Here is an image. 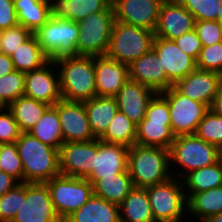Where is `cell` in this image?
Listing matches in <instances>:
<instances>
[{
	"instance_id": "33",
	"label": "cell",
	"mask_w": 222,
	"mask_h": 222,
	"mask_svg": "<svg viewBox=\"0 0 222 222\" xmlns=\"http://www.w3.org/2000/svg\"><path fill=\"white\" fill-rule=\"evenodd\" d=\"M14 69L20 72H30L45 65L49 58L43 52L35 34H32L11 55Z\"/></svg>"
},
{
	"instance_id": "38",
	"label": "cell",
	"mask_w": 222,
	"mask_h": 222,
	"mask_svg": "<svg viewBox=\"0 0 222 222\" xmlns=\"http://www.w3.org/2000/svg\"><path fill=\"white\" fill-rule=\"evenodd\" d=\"M0 166L3 172L14 177L19 183L24 182V171L16 142L0 144Z\"/></svg>"
},
{
	"instance_id": "30",
	"label": "cell",
	"mask_w": 222,
	"mask_h": 222,
	"mask_svg": "<svg viewBox=\"0 0 222 222\" xmlns=\"http://www.w3.org/2000/svg\"><path fill=\"white\" fill-rule=\"evenodd\" d=\"M187 200L194 194L222 186V163L193 170L182 178Z\"/></svg>"
},
{
	"instance_id": "55",
	"label": "cell",
	"mask_w": 222,
	"mask_h": 222,
	"mask_svg": "<svg viewBox=\"0 0 222 222\" xmlns=\"http://www.w3.org/2000/svg\"><path fill=\"white\" fill-rule=\"evenodd\" d=\"M185 219H181V220H178V221H172V222H186L188 220V216H187V219L184 221ZM188 222V221H187Z\"/></svg>"
},
{
	"instance_id": "20",
	"label": "cell",
	"mask_w": 222,
	"mask_h": 222,
	"mask_svg": "<svg viewBox=\"0 0 222 222\" xmlns=\"http://www.w3.org/2000/svg\"><path fill=\"white\" fill-rule=\"evenodd\" d=\"M128 72L130 80L137 81L156 93L168 90L174 84L163 71L160 58L153 48L131 62L128 65Z\"/></svg>"
},
{
	"instance_id": "31",
	"label": "cell",
	"mask_w": 222,
	"mask_h": 222,
	"mask_svg": "<svg viewBox=\"0 0 222 222\" xmlns=\"http://www.w3.org/2000/svg\"><path fill=\"white\" fill-rule=\"evenodd\" d=\"M28 133L44 144L60 149L64 143V138L58 116V102L45 110Z\"/></svg>"
},
{
	"instance_id": "41",
	"label": "cell",
	"mask_w": 222,
	"mask_h": 222,
	"mask_svg": "<svg viewBox=\"0 0 222 222\" xmlns=\"http://www.w3.org/2000/svg\"><path fill=\"white\" fill-rule=\"evenodd\" d=\"M21 206V183L0 197V222H12Z\"/></svg>"
},
{
	"instance_id": "45",
	"label": "cell",
	"mask_w": 222,
	"mask_h": 222,
	"mask_svg": "<svg viewBox=\"0 0 222 222\" xmlns=\"http://www.w3.org/2000/svg\"><path fill=\"white\" fill-rule=\"evenodd\" d=\"M174 41L183 52L197 60L202 44L195 29L181 35Z\"/></svg>"
},
{
	"instance_id": "44",
	"label": "cell",
	"mask_w": 222,
	"mask_h": 222,
	"mask_svg": "<svg viewBox=\"0 0 222 222\" xmlns=\"http://www.w3.org/2000/svg\"><path fill=\"white\" fill-rule=\"evenodd\" d=\"M21 133L19 125L8 107L0 110V144L16 142Z\"/></svg>"
},
{
	"instance_id": "39",
	"label": "cell",
	"mask_w": 222,
	"mask_h": 222,
	"mask_svg": "<svg viewBox=\"0 0 222 222\" xmlns=\"http://www.w3.org/2000/svg\"><path fill=\"white\" fill-rule=\"evenodd\" d=\"M193 16L195 21H216L222 0H178Z\"/></svg>"
},
{
	"instance_id": "51",
	"label": "cell",
	"mask_w": 222,
	"mask_h": 222,
	"mask_svg": "<svg viewBox=\"0 0 222 222\" xmlns=\"http://www.w3.org/2000/svg\"><path fill=\"white\" fill-rule=\"evenodd\" d=\"M216 21H218L220 24H222V4L220 6L218 17H217Z\"/></svg>"
},
{
	"instance_id": "6",
	"label": "cell",
	"mask_w": 222,
	"mask_h": 222,
	"mask_svg": "<svg viewBox=\"0 0 222 222\" xmlns=\"http://www.w3.org/2000/svg\"><path fill=\"white\" fill-rule=\"evenodd\" d=\"M154 32L114 21L106 56L129 65L152 48Z\"/></svg>"
},
{
	"instance_id": "19",
	"label": "cell",
	"mask_w": 222,
	"mask_h": 222,
	"mask_svg": "<svg viewBox=\"0 0 222 222\" xmlns=\"http://www.w3.org/2000/svg\"><path fill=\"white\" fill-rule=\"evenodd\" d=\"M152 48L160 58L163 71L173 83L185 78L197 68L196 60L183 52L174 40L154 36Z\"/></svg>"
},
{
	"instance_id": "37",
	"label": "cell",
	"mask_w": 222,
	"mask_h": 222,
	"mask_svg": "<svg viewBox=\"0 0 222 222\" xmlns=\"http://www.w3.org/2000/svg\"><path fill=\"white\" fill-rule=\"evenodd\" d=\"M25 93V73L14 70L0 78V98L9 106Z\"/></svg>"
},
{
	"instance_id": "4",
	"label": "cell",
	"mask_w": 222,
	"mask_h": 222,
	"mask_svg": "<svg viewBox=\"0 0 222 222\" xmlns=\"http://www.w3.org/2000/svg\"><path fill=\"white\" fill-rule=\"evenodd\" d=\"M169 154L172 176L179 179L193 170L210 166L219 161L218 147L202 140L195 134L175 136Z\"/></svg>"
},
{
	"instance_id": "8",
	"label": "cell",
	"mask_w": 222,
	"mask_h": 222,
	"mask_svg": "<svg viewBox=\"0 0 222 222\" xmlns=\"http://www.w3.org/2000/svg\"><path fill=\"white\" fill-rule=\"evenodd\" d=\"M145 189L155 222L186 219L184 217L188 216V204L182 179L172 177L164 183L151 185Z\"/></svg>"
},
{
	"instance_id": "1",
	"label": "cell",
	"mask_w": 222,
	"mask_h": 222,
	"mask_svg": "<svg viewBox=\"0 0 222 222\" xmlns=\"http://www.w3.org/2000/svg\"><path fill=\"white\" fill-rule=\"evenodd\" d=\"M63 100L84 102L96 96L94 56H68L55 60Z\"/></svg>"
},
{
	"instance_id": "25",
	"label": "cell",
	"mask_w": 222,
	"mask_h": 222,
	"mask_svg": "<svg viewBox=\"0 0 222 222\" xmlns=\"http://www.w3.org/2000/svg\"><path fill=\"white\" fill-rule=\"evenodd\" d=\"M87 119L96 138H100L118 111L115 97L95 96L84 101Z\"/></svg>"
},
{
	"instance_id": "3",
	"label": "cell",
	"mask_w": 222,
	"mask_h": 222,
	"mask_svg": "<svg viewBox=\"0 0 222 222\" xmlns=\"http://www.w3.org/2000/svg\"><path fill=\"white\" fill-rule=\"evenodd\" d=\"M127 170L134 187L161 184L173 177L168 149L136 143L129 148Z\"/></svg>"
},
{
	"instance_id": "54",
	"label": "cell",
	"mask_w": 222,
	"mask_h": 222,
	"mask_svg": "<svg viewBox=\"0 0 222 222\" xmlns=\"http://www.w3.org/2000/svg\"><path fill=\"white\" fill-rule=\"evenodd\" d=\"M1 40H2V30L0 29V53H3Z\"/></svg>"
},
{
	"instance_id": "24",
	"label": "cell",
	"mask_w": 222,
	"mask_h": 222,
	"mask_svg": "<svg viewBox=\"0 0 222 222\" xmlns=\"http://www.w3.org/2000/svg\"><path fill=\"white\" fill-rule=\"evenodd\" d=\"M63 222H120L119 205L92 195L77 211Z\"/></svg>"
},
{
	"instance_id": "36",
	"label": "cell",
	"mask_w": 222,
	"mask_h": 222,
	"mask_svg": "<svg viewBox=\"0 0 222 222\" xmlns=\"http://www.w3.org/2000/svg\"><path fill=\"white\" fill-rule=\"evenodd\" d=\"M195 135L202 140L219 147L222 144V116L211 108L199 122Z\"/></svg>"
},
{
	"instance_id": "26",
	"label": "cell",
	"mask_w": 222,
	"mask_h": 222,
	"mask_svg": "<svg viewBox=\"0 0 222 222\" xmlns=\"http://www.w3.org/2000/svg\"><path fill=\"white\" fill-rule=\"evenodd\" d=\"M51 16L70 19L77 23L85 17L105 10L112 0H49Z\"/></svg>"
},
{
	"instance_id": "9",
	"label": "cell",
	"mask_w": 222,
	"mask_h": 222,
	"mask_svg": "<svg viewBox=\"0 0 222 222\" xmlns=\"http://www.w3.org/2000/svg\"><path fill=\"white\" fill-rule=\"evenodd\" d=\"M114 21V9L111 3L105 10L91 14L79 22L77 55H106Z\"/></svg>"
},
{
	"instance_id": "13",
	"label": "cell",
	"mask_w": 222,
	"mask_h": 222,
	"mask_svg": "<svg viewBox=\"0 0 222 222\" xmlns=\"http://www.w3.org/2000/svg\"><path fill=\"white\" fill-rule=\"evenodd\" d=\"M98 138L88 142H64L59 149L61 175L87 179L94 171Z\"/></svg>"
},
{
	"instance_id": "17",
	"label": "cell",
	"mask_w": 222,
	"mask_h": 222,
	"mask_svg": "<svg viewBox=\"0 0 222 222\" xmlns=\"http://www.w3.org/2000/svg\"><path fill=\"white\" fill-rule=\"evenodd\" d=\"M58 116L64 142H88L96 139L87 119L83 102H58Z\"/></svg>"
},
{
	"instance_id": "15",
	"label": "cell",
	"mask_w": 222,
	"mask_h": 222,
	"mask_svg": "<svg viewBox=\"0 0 222 222\" xmlns=\"http://www.w3.org/2000/svg\"><path fill=\"white\" fill-rule=\"evenodd\" d=\"M162 0H112L116 21L154 32Z\"/></svg>"
},
{
	"instance_id": "40",
	"label": "cell",
	"mask_w": 222,
	"mask_h": 222,
	"mask_svg": "<svg viewBox=\"0 0 222 222\" xmlns=\"http://www.w3.org/2000/svg\"><path fill=\"white\" fill-rule=\"evenodd\" d=\"M196 65L198 69L214 71L222 75V42L202 46Z\"/></svg>"
},
{
	"instance_id": "53",
	"label": "cell",
	"mask_w": 222,
	"mask_h": 222,
	"mask_svg": "<svg viewBox=\"0 0 222 222\" xmlns=\"http://www.w3.org/2000/svg\"><path fill=\"white\" fill-rule=\"evenodd\" d=\"M8 106L0 98V110L6 109Z\"/></svg>"
},
{
	"instance_id": "28",
	"label": "cell",
	"mask_w": 222,
	"mask_h": 222,
	"mask_svg": "<svg viewBox=\"0 0 222 222\" xmlns=\"http://www.w3.org/2000/svg\"><path fill=\"white\" fill-rule=\"evenodd\" d=\"M119 207L120 222H155L145 188L134 187Z\"/></svg>"
},
{
	"instance_id": "18",
	"label": "cell",
	"mask_w": 222,
	"mask_h": 222,
	"mask_svg": "<svg viewBox=\"0 0 222 222\" xmlns=\"http://www.w3.org/2000/svg\"><path fill=\"white\" fill-rule=\"evenodd\" d=\"M222 75L214 71L196 68L192 73L176 81L173 87L182 95L205 104L209 109L215 100Z\"/></svg>"
},
{
	"instance_id": "50",
	"label": "cell",
	"mask_w": 222,
	"mask_h": 222,
	"mask_svg": "<svg viewBox=\"0 0 222 222\" xmlns=\"http://www.w3.org/2000/svg\"><path fill=\"white\" fill-rule=\"evenodd\" d=\"M203 222H222V213L210 216Z\"/></svg>"
},
{
	"instance_id": "42",
	"label": "cell",
	"mask_w": 222,
	"mask_h": 222,
	"mask_svg": "<svg viewBox=\"0 0 222 222\" xmlns=\"http://www.w3.org/2000/svg\"><path fill=\"white\" fill-rule=\"evenodd\" d=\"M31 35L32 33L20 24L2 30L1 44L3 53L11 56Z\"/></svg>"
},
{
	"instance_id": "35",
	"label": "cell",
	"mask_w": 222,
	"mask_h": 222,
	"mask_svg": "<svg viewBox=\"0 0 222 222\" xmlns=\"http://www.w3.org/2000/svg\"><path fill=\"white\" fill-rule=\"evenodd\" d=\"M137 125L118 110L100 140L130 148L136 141Z\"/></svg>"
},
{
	"instance_id": "5",
	"label": "cell",
	"mask_w": 222,
	"mask_h": 222,
	"mask_svg": "<svg viewBox=\"0 0 222 222\" xmlns=\"http://www.w3.org/2000/svg\"><path fill=\"white\" fill-rule=\"evenodd\" d=\"M174 139L169 104L156 93L148 103L144 119L137 125L135 143L169 150Z\"/></svg>"
},
{
	"instance_id": "11",
	"label": "cell",
	"mask_w": 222,
	"mask_h": 222,
	"mask_svg": "<svg viewBox=\"0 0 222 222\" xmlns=\"http://www.w3.org/2000/svg\"><path fill=\"white\" fill-rule=\"evenodd\" d=\"M12 222H62L46 183H21V206Z\"/></svg>"
},
{
	"instance_id": "16",
	"label": "cell",
	"mask_w": 222,
	"mask_h": 222,
	"mask_svg": "<svg viewBox=\"0 0 222 222\" xmlns=\"http://www.w3.org/2000/svg\"><path fill=\"white\" fill-rule=\"evenodd\" d=\"M194 28V16L178 0H166L161 3L155 37L175 40Z\"/></svg>"
},
{
	"instance_id": "43",
	"label": "cell",
	"mask_w": 222,
	"mask_h": 222,
	"mask_svg": "<svg viewBox=\"0 0 222 222\" xmlns=\"http://www.w3.org/2000/svg\"><path fill=\"white\" fill-rule=\"evenodd\" d=\"M195 31L202 46H209L222 42V24L218 21H195Z\"/></svg>"
},
{
	"instance_id": "34",
	"label": "cell",
	"mask_w": 222,
	"mask_h": 222,
	"mask_svg": "<svg viewBox=\"0 0 222 222\" xmlns=\"http://www.w3.org/2000/svg\"><path fill=\"white\" fill-rule=\"evenodd\" d=\"M49 106L44 102L21 96L13 101L8 109L12 112L21 132H29Z\"/></svg>"
},
{
	"instance_id": "47",
	"label": "cell",
	"mask_w": 222,
	"mask_h": 222,
	"mask_svg": "<svg viewBox=\"0 0 222 222\" xmlns=\"http://www.w3.org/2000/svg\"><path fill=\"white\" fill-rule=\"evenodd\" d=\"M19 182L12 176L1 171L0 172V197L9 190L13 189Z\"/></svg>"
},
{
	"instance_id": "46",
	"label": "cell",
	"mask_w": 222,
	"mask_h": 222,
	"mask_svg": "<svg viewBox=\"0 0 222 222\" xmlns=\"http://www.w3.org/2000/svg\"><path fill=\"white\" fill-rule=\"evenodd\" d=\"M18 24L13 0H0V29L6 30Z\"/></svg>"
},
{
	"instance_id": "10",
	"label": "cell",
	"mask_w": 222,
	"mask_h": 222,
	"mask_svg": "<svg viewBox=\"0 0 222 222\" xmlns=\"http://www.w3.org/2000/svg\"><path fill=\"white\" fill-rule=\"evenodd\" d=\"M54 209L62 222L93 195L92 184L83 178L58 175L46 182Z\"/></svg>"
},
{
	"instance_id": "12",
	"label": "cell",
	"mask_w": 222,
	"mask_h": 222,
	"mask_svg": "<svg viewBox=\"0 0 222 222\" xmlns=\"http://www.w3.org/2000/svg\"><path fill=\"white\" fill-rule=\"evenodd\" d=\"M169 104L171 130L175 136L195 134L199 122L209 108L180 94L173 86L160 93Z\"/></svg>"
},
{
	"instance_id": "27",
	"label": "cell",
	"mask_w": 222,
	"mask_h": 222,
	"mask_svg": "<svg viewBox=\"0 0 222 222\" xmlns=\"http://www.w3.org/2000/svg\"><path fill=\"white\" fill-rule=\"evenodd\" d=\"M18 23L32 34L51 17L49 0H13Z\"/></svg>"
},
{
	"instance_id": "14",
	"label": "cell",
	"mask_w": 222,
	"mask_h": 222,
	"mask_svg": "<svg viewBox=\"0 0 222 222\" xmlns=\"http://www.w3.org/2000/svg\"><path fill=\"white\" fill-rule=\"evenodd\" d=\"M24 96L54 106L62 97L59 72L55 61L49 60L42 67L25 73Z\"/></svg>"
},
{
	"instance_id": "2",
	"label": "cell",
	"mask_w": 222,
	"mask_h": 222,
	"mask_svg": "<svg viewBox=\"0 0 222 222\" xmlns=\"http://www.w3.org/2000/svg\"><path fill=\"white\" fill-rule=\"evenodd\" d=\"M25 183H46L60 175L59 149L44 144L28 132L16 140Z\"/></svg>"
},
{
	"instance_id": "23",
	"label": "cell",
	"mask_w": 222,
	"mask_h": 222,
	"mask_svg": "<svg viewBox=\"0 0 222 222\" xmlns=\"http://www.w3.org/2000/svg\"><path fill=\"white\" fill-rule=\"evenodd\" d=\"M155 94L151 88L129 79L115 96L118 110L138 125L144 119L148 103Z\"/></svg>"
},
{
	"instance_id": "48",
	"label": "cell",
	"mask_w": 222,
	"mask_h": 222,
	"mask_svg": "<svg viewBox=\"0 0 222 222\" xmlns=\"http://www.w3.org/2000/svg\"><path fill=\"white\" fill-rule=\"evenodd\" d=\"M14 70L11 56L0 53V78L4 75L12 73Z\"/></svg>"
},
{
	"instance_id": "49",
	"label": "cell",
	"mask_w": 222,
	"mask_h": 222,
	"mask_svg": "<svg viewBox=\"0 0 222 222\" xmlns=\"http://www.w3.org/2000/svg\"><path fill=\"white\" fill-rule=\"evenodd\" d=\"M211 109L218 115L222 116V82L219 84L217 94Z\"/></svg>"
},
{
	"instance_id": "29",
	"label": "cell",
	"mask_w": 222,
	"mask_h": 222,
	"mask_svg": "<svg viewBox=\"0 0 222 222\" xmlns=\"http://www.w3.org/2000/svg\"><path fill=\"white\" fill-rule=\"evenodd\" d=\"M134 188L128 170L109 177H102L92 185L93 195L120 205Z\"/></svg>"
},
{
	"instance_id": "32",
	"label": "cell",
	"mask_w": 222,
	"mask_h": 222,
	"mask_svg": "<svg viewBox=\"0 0 222 222\" xmlns=\"http://www.w3.org/2000/svg\"><path fill=\"white\" fill-rule=\"evenodd\" d=\"M188 214L193 220L203 222L208 217L222 213V186L194 193L188 200Z\"/></svg>"
},
{
	"instance_id": "7",
	"label": "cell",
	"mask_w": 222,
	"mask_h": 222,
	"mask_svg": "<svg viewBox=\"0 0 222 222\" xmlns=\"http://www.w3.org/2000/svg\"><path fill=\"white\" fill-rule=\"evenodd\" d=\"M38 43L49 60L77 56L78 23L66 18L51 16L48 21L34 33Z\"/></svg>"
},
{
	"instance_id": "22",
	"label": "cell",
	"mask_w": 222,
	"mask_h": 222,
	"mask_svg": "<svg viewBox=\"0 0 222 222\" xmlns=\"http://www.w3.org/2000/svg\"><path fill=\"white\" fill-rule=\"evenodd\" d=\"M128 152L129 148L124 145L108 143L98 139L94 171L87 180L93 185L102 177H109L127 171Z\"/></svg>"
},
{
	"instance_id": "52",
	"label": "cell",
	"mask_w": 222,
	"mask_h": 222,
	"mask_svg": "<svg viewBox=\"0 0 222 222\" xmlns=\"http://www.w3.org/2000/svg\"><path fill=\"white\" fill-rule=\"evenodd\" d=\"M219 161L222 163V144L218 147Z\"/></svg>"
},
{
	"instance_id": "21",
	"label": "cell",
	"mask_w": 222,
	"mask_h": 222,
	"mask_svg": "<svg viewBox=\"0 0 222 222\" xmlns=\"http://www.w3.org/2000/svg\"><path fill=\"white\" fill-rule=\"evenodd\" d=\"M96 96L115 97L129 80L128 65L104 56H94Z\"/></svg>"
}]
</instances>
